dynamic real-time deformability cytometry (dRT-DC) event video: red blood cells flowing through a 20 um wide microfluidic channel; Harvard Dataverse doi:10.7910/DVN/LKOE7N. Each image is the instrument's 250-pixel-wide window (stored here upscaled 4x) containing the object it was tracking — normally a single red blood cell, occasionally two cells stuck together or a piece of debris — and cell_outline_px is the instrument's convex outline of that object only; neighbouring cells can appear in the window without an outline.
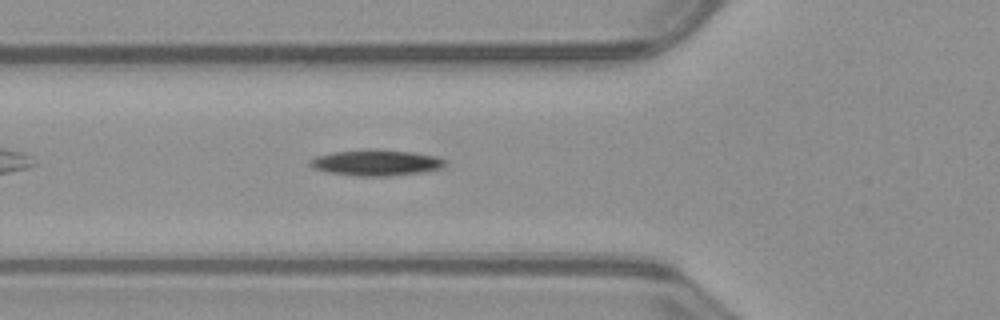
{"species": "common noctule bat (a hibernating species)", "species_latin": "Nyctalus noctula", "temperature_condition": "warm", "stored_images_in_passage": 37, "camera_frame_rate_fps": 3000, "um_per_image_px": 0.085, "animal": {"sex": "male", "body_mass_g": 23.1, "forearm_length_mm": 52.7}, "frame": {"image": 1, "passage_image": 8, "time_ms": 2.333, "image_size_px": [1000, 320], "cell_outline_px": [[444, 164], [440, 168], [420, 172], [388, 176], [360, 176], [328, 172], [316, 168], [308, 164], [308, 160], [316, 156], [332, 152], [412, 152], [436, 156], [444, 160]], "centroid_in_image_um": [31.94, 13.87], "position_along_channel_um": 93.9, "area_um2": 19.13}}
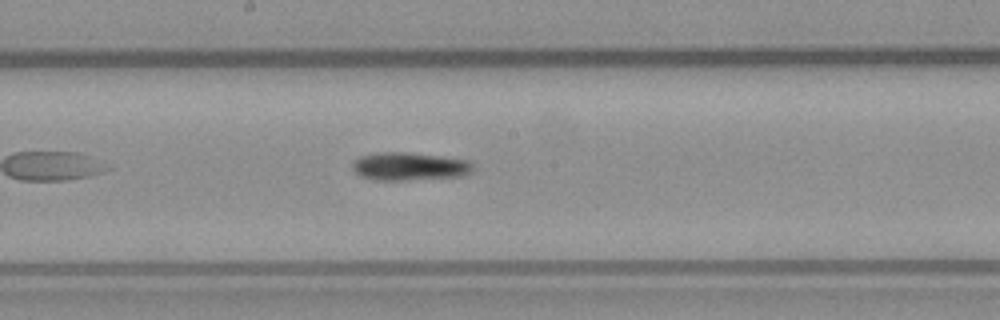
{"frame": {"image": 2, "passage_image": 17, "time_ms": 5.333, "image_size_px": [1000, 320], "cell_outline_px": [[472, 172], [464, 176], [404, 180], [372, 180], [360, 176], [352, 168], [352, 164], [360, 156], [380, 152], [404, 152], [468, 160], [472, 164]], "centroid_in_image_um": [34.78, 14.15], "position_along_channel_um": 213.4, "area_um2": 19.54}}
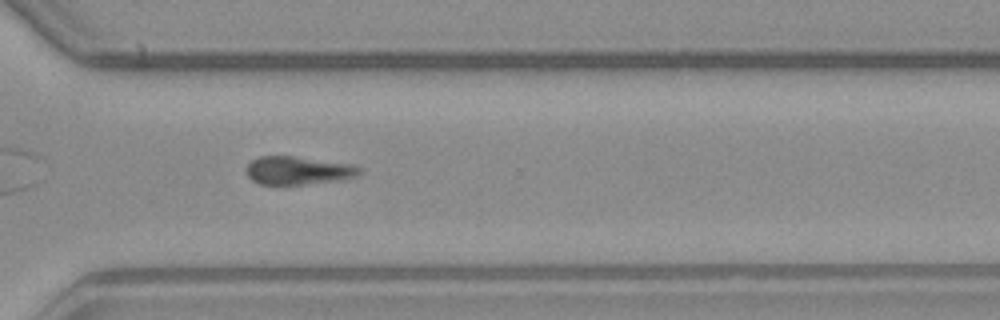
{"frame": {"image": 3, "passage_image": 27, "time_ms": 8.667, "image_size_px": [1000, 320], "cell_outline_px": [[360, 172], [356, 176], [336, 180], [280, 188], [260, 184], [252, 180], [248, 176], [248, 164], [252, 160], [260, 156], [292, 156], [352, 164], [360, 168]], "centroid_in_image_um": [25.28, 14.53], "position_along_channel_um": 345.3, "area_um2": 18.9}, "authors_computed_cell_mechanics": {"area_um2": 19.1896, "velocity_mm_per_s": 3.9664, "shape_relaxation_time_tau1_ms": 7.8491, "shape_relaxation_time_tau2_ms": null, "deformation_change_tau1": 0.1633, "deformation_change_tau2": null}}